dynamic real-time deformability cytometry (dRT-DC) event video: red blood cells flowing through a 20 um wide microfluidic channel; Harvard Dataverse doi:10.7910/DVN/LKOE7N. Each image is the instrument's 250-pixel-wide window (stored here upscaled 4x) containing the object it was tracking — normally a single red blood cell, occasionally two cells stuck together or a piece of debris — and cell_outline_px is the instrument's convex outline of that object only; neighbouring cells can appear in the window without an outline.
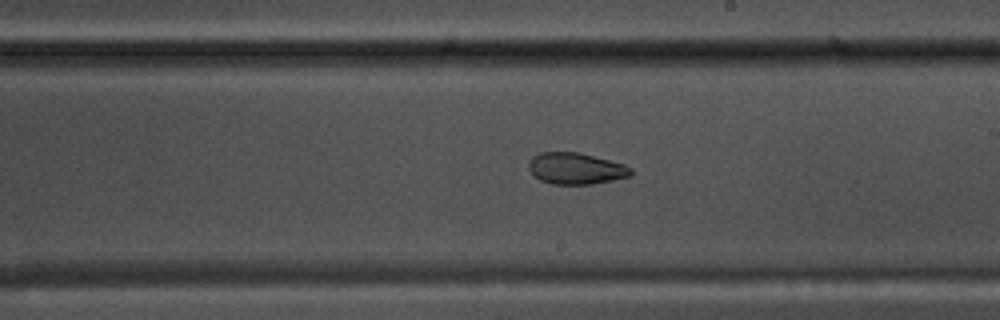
{"species": "common noctule bat (a hibernating species)", "species_latin": "Nyctalus noctula", "temperature_condition": "warm", "stored_images_in_passage": 39, "camera_frame_rate_fps": 3000, "um_per_image_px": 0.085, "animal": {"sex": "male", "body_mass_g": 17.5, "forearm_length_mm": 52.3}, "frame": {"image": 1, "passage_image": 16, "time_ms": 5.0, "image_size_px": [1000, 320], "cell_outline_px": [[632, 176], [592, 184], [552, 184], [540, 180], [528, 168], [528, 164], [532, 156], [540, 152], [580, 152], [624, 164], [632, 168]], "centroid_in_image_um": [48.96, 14.31], "position_along_channel_um": 240.0, "area_um2": 18.79}}
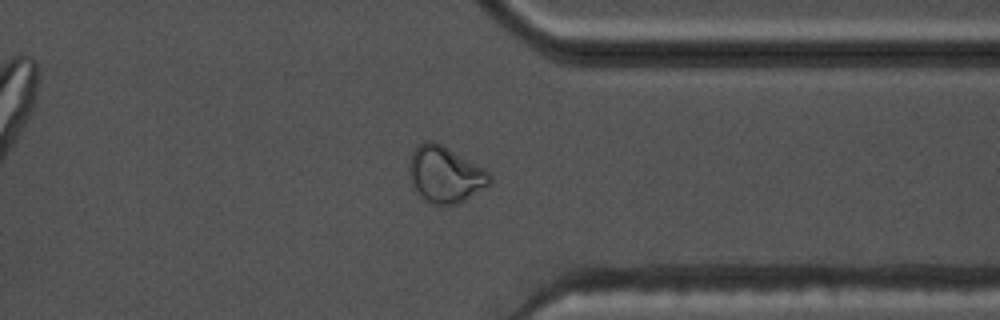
{"frame": {"image": 2, "passage_image": 27, "time_ms": 8.667, "image_size_px": [1000, 320], "cell_outline_px": [[492, 180], [488, 184], [464, 200], [456, 204], [436, 204], [424, 200], [420, 196], [412, 184], [408, 168], [408, 164], [412, 152], [416, 144], [424, 140], [432, 140], [448, 148], [484, 168], [492, 176]], "centroid_in_image_um": [37.79, 14.8], "position_along_channel_um": 373.6, "area_um2": 26.18}}
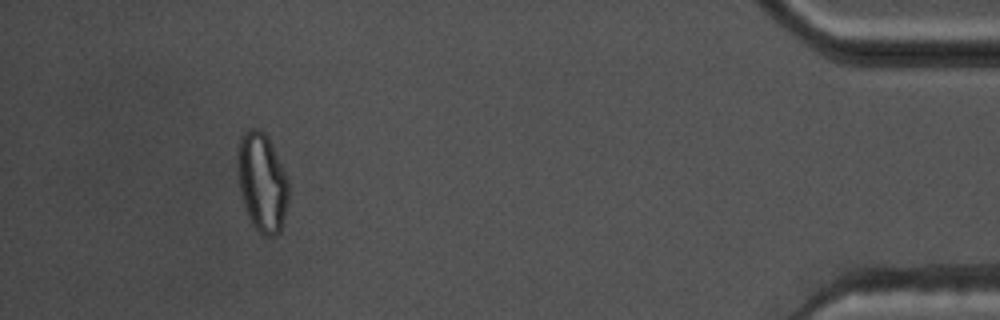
{"frame": {"image": 3, "passage_image": 35, "time_ms": 11.333, "image_size_px": [1000, 320], "cell_outline_px": [[288, 204], [280, 232], [272, 236], [264, 236], [252, 224], [248, 216], [240, 192], [240, 136], [244, 132], [252, 128], [256, 128], [264, 132], [268, 136], [288, 180]], "centroid_in_image_um": [22.32, 15.53], "position_along_channel_um": 412.9, "area_um2": 28.55}, "authors_computed_cell_mechanics": {"area_um2": 20.8658, "velocity_mm_per_s": 3.7091, "shape_relaxation_time_tau1_ms": null, "shape_relaxation_time_tau2_ms": 1.7554, "deformation_change_tau1": null, "deformation_change_tau2": 0.0717}}